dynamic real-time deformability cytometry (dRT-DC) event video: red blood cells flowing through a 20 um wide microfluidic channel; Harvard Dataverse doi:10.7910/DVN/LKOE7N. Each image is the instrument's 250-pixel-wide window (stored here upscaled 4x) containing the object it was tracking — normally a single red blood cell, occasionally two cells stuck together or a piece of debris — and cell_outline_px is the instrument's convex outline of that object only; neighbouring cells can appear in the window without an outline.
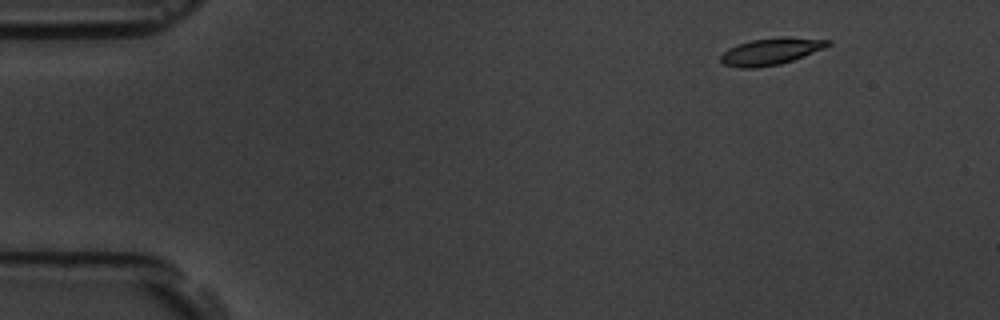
{"species": "common noctule bat (a hibernating species)", "species_latin": "Nyctalus noctula", "temperature_condition": "room temperature", "stored_images_in_passage": 5, "camera_frame_rate_fps": 3000, "um_per_image_px": 0.085, "animal": {"sex": "male", "body_mass_g": 19.5, "forearm_length_mm": 54.6}, "frame": {"image": 1, "passage_image": 2, "time_ms": 1.0, "image_size_px": [1000, 320], "cell_outline_px": [[832, 44], [824, 48], [792, 60], [780, 64], [756, 68], [740, 68], [724, 64], [720, 60], [720, 56], [728, 48], [752, 40], [776, 36], [784, 36], [832, 40]], "centroid_in_image_um": [65.54, 4.36], "position_along_channel_um": 19.5, "area_um2": 16.76}}
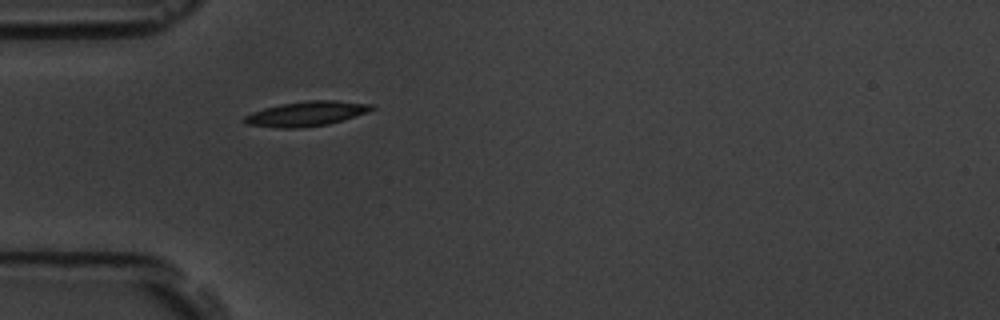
{"frame": {"image": 2, "passage_image": 5, "time_ms": 4.667, "image_size_px": [1000, 320], "cell_outline_px": [[376, 108], [368, 112], [344, 120], [328, 124], [300, 128], [276, 128], [244, 124], [240, 120], [244, 116], [252, 112], [264, 108], [280, 104], [308, 100], [336, 100], [376, 104]], "centroid_in_image_um": [26.05, 9.66], "position_along_channel_um": 59.0, "area_um2": 18.79}}